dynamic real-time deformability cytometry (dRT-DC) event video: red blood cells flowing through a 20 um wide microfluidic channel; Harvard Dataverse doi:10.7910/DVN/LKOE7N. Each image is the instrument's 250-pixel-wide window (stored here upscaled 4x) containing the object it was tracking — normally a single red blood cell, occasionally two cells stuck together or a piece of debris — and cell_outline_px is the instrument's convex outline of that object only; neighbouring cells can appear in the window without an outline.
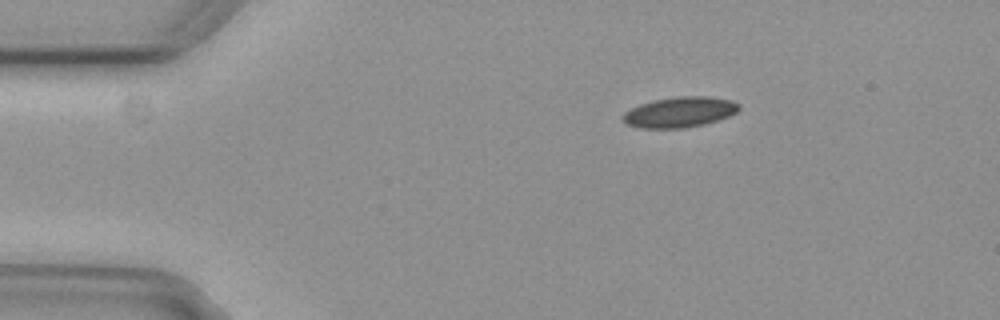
{"species": "common noctule bat (a hibernating species)", "species_latin": "Nyctalus noctula", "temperature_condition": "cold", "stored_images_in_passage": 4, "camera_frame_rate_fps": 3000, "um_per_image_px": 0.085, "animal": {"sex": "female", "body_mass_g": 29.2, "forearm_length_mm": 56.3}, "frame": {"image": 1, "passage_image": 2, "time_ms": 0.333, "image_size_px": [1000, 320], "cell_outline_px": [[740, 108], [736, 112], [728, 116], [704, 124], [684, 128], [640, 128], [628, 124], [620, 120], [620, 116], [624, 112], [640, 104], [652, 100], [676, 96], [708, 96], [732, 100], [740, 104]], "centroid_in_image_um": [57.74, 9.52], "position_along_channel_um": 27.3, "area_um2": 20.75}}